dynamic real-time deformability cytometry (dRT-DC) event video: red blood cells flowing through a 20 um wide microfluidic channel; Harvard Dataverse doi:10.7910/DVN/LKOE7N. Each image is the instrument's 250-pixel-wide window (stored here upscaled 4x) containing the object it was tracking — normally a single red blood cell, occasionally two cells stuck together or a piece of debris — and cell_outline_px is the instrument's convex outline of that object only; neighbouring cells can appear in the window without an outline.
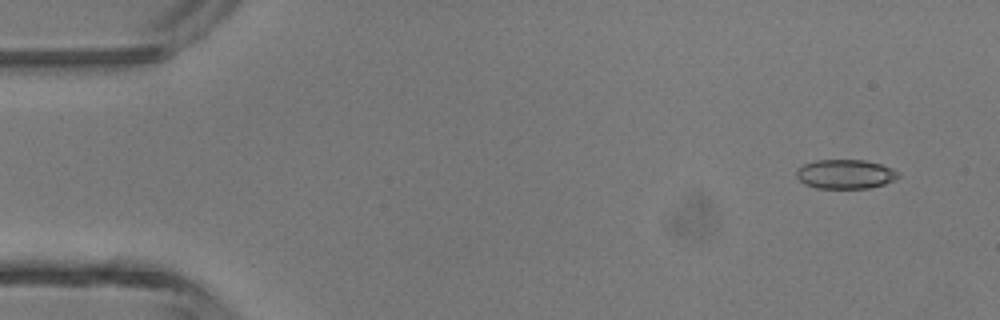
{"species": "common noctule bat (a hibernating species)", "species_latin": "Nyctalus noctula", "temperature_condition": "room temperature", "stored_images_in_passage": 7, "camera_frame_rate_fps": 3000, "um_per_image_px": 0.085, "animal": {"sex": "male", "body_mass_g": 13.3}, "frame": {"image": 1, "passage_image": 2, "time_ms": 0.333, "image_size_px": [1000, 320], "cell_outline_px": [[900, 176], [896, 180], [884, 184], [868, 188], [816, 188], [804, 184], [796, 176], [796, 168], [804, 164], [816, 160], [864, 160], [880, 164], [892, 168]], "centroid_in_image_um": [71.83, 14.8], "position_along_channel_um": 13.2, "area_um2": 17.4}}
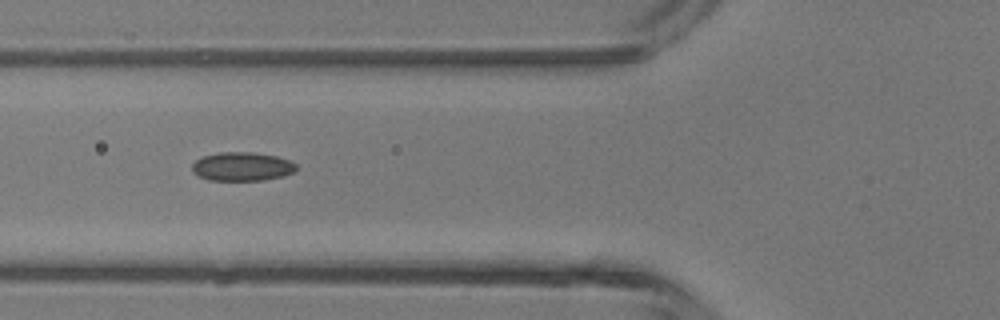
{"frame": {"image": 2, "passage_image": 6, "time_ms": 1.667, "image_size_px": [1000, 320], "cell_outline_px": [[296, 168], [292, 172], [284, 176], [264, 180], [208, 180], [192, 172], [192, 164], [196, 160], [204, 156], [220, 152], [252, 152], [276, 156], [288, 160], [296, 164]], "centroid_in_image_um": [20.56, 14.16], "position_along_channel_um": 105.2, "area_um2": 17.34}}
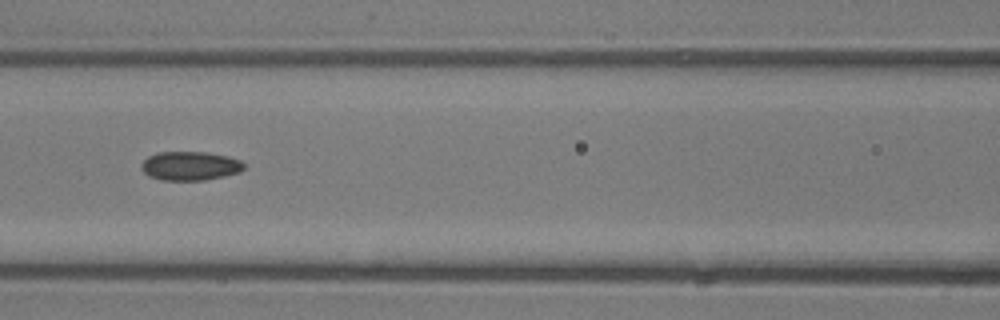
{"frame": {"image": 3, "passage_image": 7, "time_ms": 2.0, "image_size_px": [1000, 320], "cell_outline_px": [[244, 168], [240, 172], [224, 176], [204, 180], [160, 180], [148, 176], [140, 168], [140, 164], [148, 156], [156, 152], [208, 152], [228, 156], [240, 160], [244, 164]], "centroid_in_image_um": [16.13, 14.1], "position_along_channel_um": 150.5, "area_um2": 17.46}}